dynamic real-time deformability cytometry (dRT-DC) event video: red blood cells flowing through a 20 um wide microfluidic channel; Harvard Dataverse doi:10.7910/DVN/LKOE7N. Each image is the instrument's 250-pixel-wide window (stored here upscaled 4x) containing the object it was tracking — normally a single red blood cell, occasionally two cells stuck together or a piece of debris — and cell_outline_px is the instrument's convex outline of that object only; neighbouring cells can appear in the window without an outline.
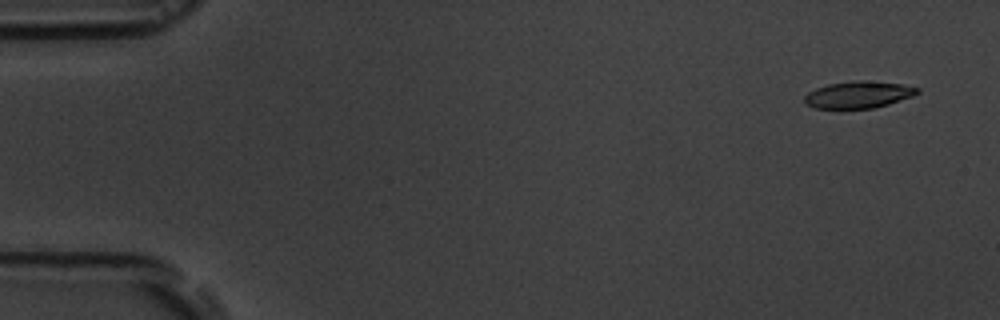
{"species": "common noctule bat (a hibernating species)", "species_latin": "Nyctalus noctula", "temperature_condition": "room temperature", "stored_images_in_passage": 4, "camera_frame_rate_fps": 3000, "um_per_image_px": 0.085, "animal": {"sex": "male", "body_mass_g": 19.5, "forearm_length_mm": 54.6}, "frame": {"image": 1, "passage_image": 1, "time_ms": 0.0, "image_size_px": [1000, 320], "cell_outline_px": [[920, 92], [912, 96], [888, 104], [872, 108], [816, 108], [804, 104], [804, 96], [808, 92], [816, 88], [828, 84], [856, 80], [864, 80], [904, 84], [920, 88]], "centroid_in_image_um": [72.96, 8.04], "position_along_channel_um": 12.0, "area_um2": 17.69}}